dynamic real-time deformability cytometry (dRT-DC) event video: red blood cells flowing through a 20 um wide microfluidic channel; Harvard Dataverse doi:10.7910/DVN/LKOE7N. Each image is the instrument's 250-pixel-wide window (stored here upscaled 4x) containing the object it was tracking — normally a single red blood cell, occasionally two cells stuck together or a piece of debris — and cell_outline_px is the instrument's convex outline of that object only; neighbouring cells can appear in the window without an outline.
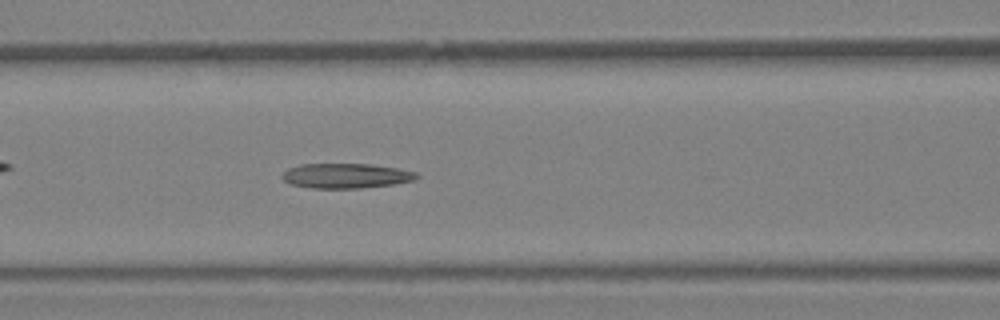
{"species": "Egyptian fruit bat (a non-hibernating species)", "species_latin": "Rousettus aegyptiacus", "temperature_condition": "warm", "stored_images_in_passage": 33, "camera_frame_rate_fps": 3000, "um_per_image_px": 0.085, "animal": {"sex": "female"}, "frame": {"image": 1, "passage_image": 11, "time_ms": 3.333, "image_size_px": [1000, 320], "cell_outline_px": [[420, 176], [416, 180], [392, 184], [360, 188], [312, 188], [292, 184], [284, 180], [280, 176], [288, 168], [300, 164], [368, 164], [396, 168], [416, 172]], "centroid_in_image_um": [29.4, 14.94], "position_along_channel_um": 137.2, "area_um2": 19.36}}
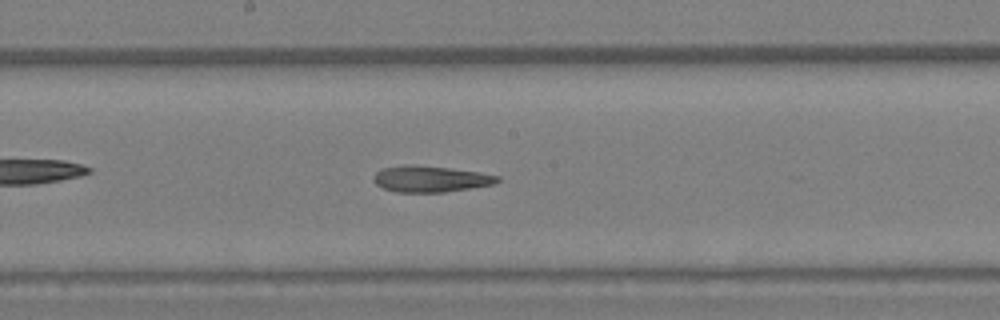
{"frame": {"image": 2, "passage_image": 15, "time_ms": 4.667, "image_size_px": [1000, 320], "cell_outline_px": [[500, 180], [496, 184], [444, 192], [396, 192], [384, 188], [376, 184], [372, 180], [372, 176], [376, 172], [384, 168], [404, 164], [416, 164], [480, 172], [500, 176]], "centroid_in_image_um": [36.59, 15.2], "position_along_channel_um": 211.6, "area_um2": 19.07}}
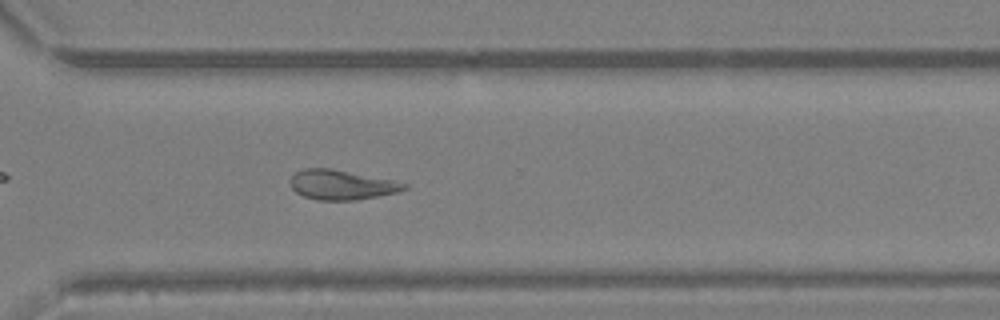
{"frame": {"image": 3, "passage_image": 22, "time_ms": 7.0, "image_size_px": [1000, 320], "cell_outline_px": [[408, 188], [396, 192], [376, 196], [352, 200], [316, 200], [304, 196], [296, 192], [292, 188], [288, 180], [296, 172], [304, 168], [328, 168], [392, 180], [408, 184]], "centroid_in_image_um": [28.98, 15.71], "position_along_channel_um": 341.6, "area_um2": 19.42}}